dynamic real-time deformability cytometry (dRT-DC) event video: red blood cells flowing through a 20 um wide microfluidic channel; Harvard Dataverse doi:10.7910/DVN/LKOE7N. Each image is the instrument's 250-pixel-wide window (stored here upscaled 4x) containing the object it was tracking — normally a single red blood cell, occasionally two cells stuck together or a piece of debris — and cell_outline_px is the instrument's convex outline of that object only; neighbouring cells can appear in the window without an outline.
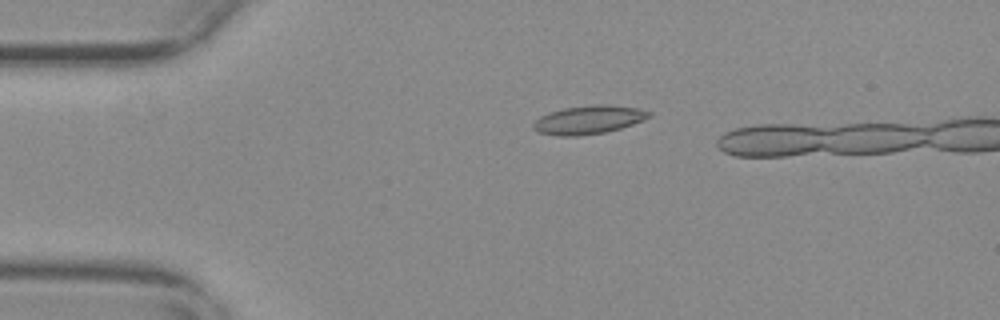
{"species": "common noctule bat (a hibernating species)", "species_latin": "Nyctalus noctula", "temperature_condition": "warm", "stored_images_in_passage": 13, "camera_frame_rate_fps": 3000, "um_per_image_px": 0.085, "animal": {"sex": "female", "body_mass_g": 29.2, "forearm_length_mm": 56.3}, "frame": {"image": 1, "passage_image": 4, "time_ms": 1.0, "image_size_px": [1000, 320], "cell_outline_px": [[652, 116], [644, 120], [620, 128], [604, 132], [576, 136], [556, 136], [540, 132], [532, 128], [532, 124], [540, 116], [548, 112], [564, 108], [592, 104], [608, 104], [640, 108], [652, 112]], "centroid_in_image_um": [50.05, 10.16], "position_along_channel_um": 35.0, "area_um2": 19.36}}
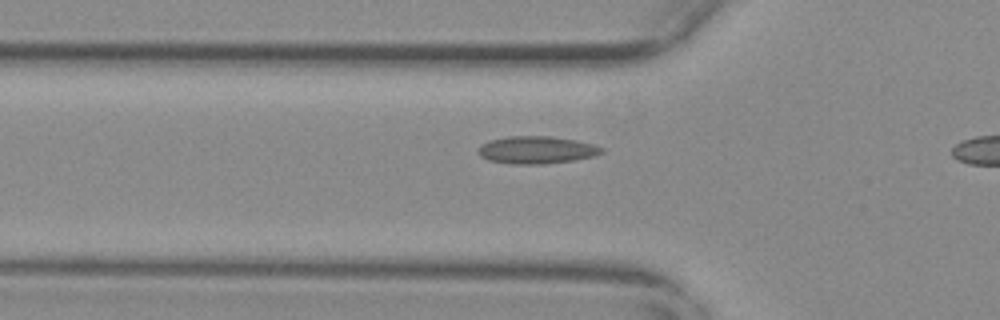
{"frame": {"image": 2, "passage_image": 11, "time_ms": 3.333, "image_size_px": [1000, 320], "cell_outline_px": [[604, 152], [596, 156], [572, 160], [544, 164], [512, 164], [488, 160], [480, 156], [476, 152], [480, 144], [488, 140], [508, 136], [552, 136], [576, 140], [592, 144], [604, 148]], "centroid_in_image_um": [45.58, 12.74], "position_along_channel_um": 80.2, "area_um2": 20.0}}